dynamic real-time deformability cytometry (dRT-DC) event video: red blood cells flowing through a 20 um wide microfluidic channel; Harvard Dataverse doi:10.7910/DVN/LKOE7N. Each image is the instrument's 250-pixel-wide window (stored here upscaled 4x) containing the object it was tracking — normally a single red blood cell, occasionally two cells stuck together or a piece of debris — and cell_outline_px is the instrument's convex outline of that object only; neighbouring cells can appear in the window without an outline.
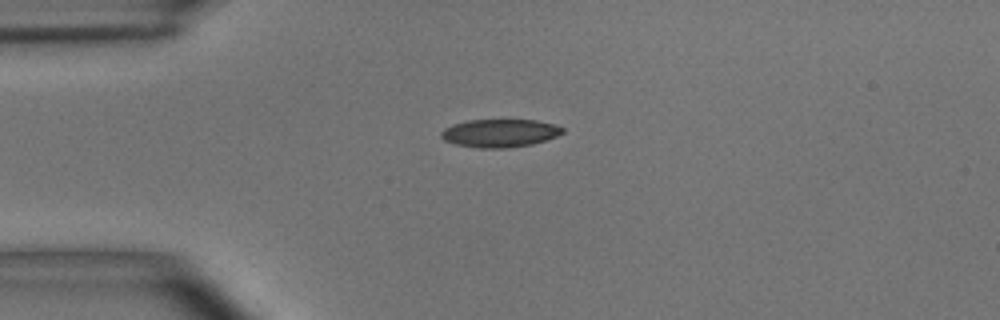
{"species": "common noctule bat (a hibernating species)", "species_latin": "Nyctalus noctula", "temperature_condition": "room temperature", "stored_images_in_passage": 42, "camera_frame_rate_fps": 3000, "um_per_image_px": 0.085, "animal": {"sex": "male", "body_mass_g": 15.6}, "frame": {"image": 1, "passage_image": 1, "time_ms": 0.0, "image_size_px": [1000, 320], "cell_outline_px": [[564, 132], [556, 136], [532, 144], [508, 148], [476, 148], [456, 144], [444, 140], [440, 136], [440, 132], [444, 128], [452, 124], [468, 120], [536, 120], [552, 124], [564, 128]], "centroid_in_image_um": [42.44, 11.32], "position_along_channel_um": 42.6, "area_um2": 19.83}}
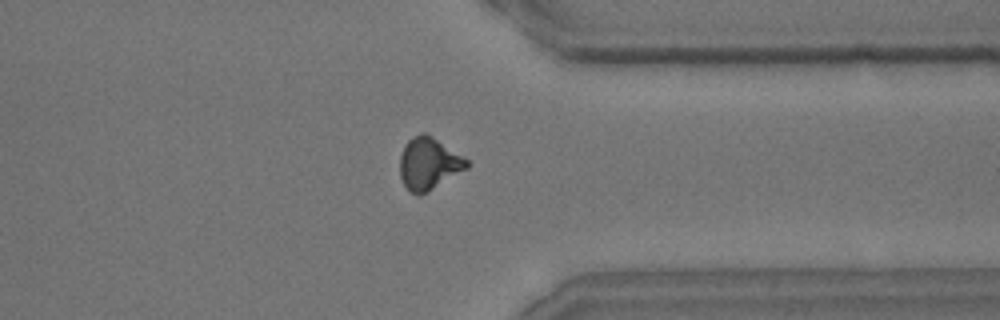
{"frame": {"image": 2, "passage_image": 30, "time_ms": 9.667, "image_size_px": [1000, 320], "cell_outline_px": [[468, 168], [428, 192], [420, 196], [416, 196], [408, 192], [400, 176], [400, 156], [404, 144], [412, 136], [420, 132], [428, 132], [468, 160]], "centroid_in_image_um": [36.42, 13.9], "position_along_channel_um": 375.0, "area_um2": 20.75}}
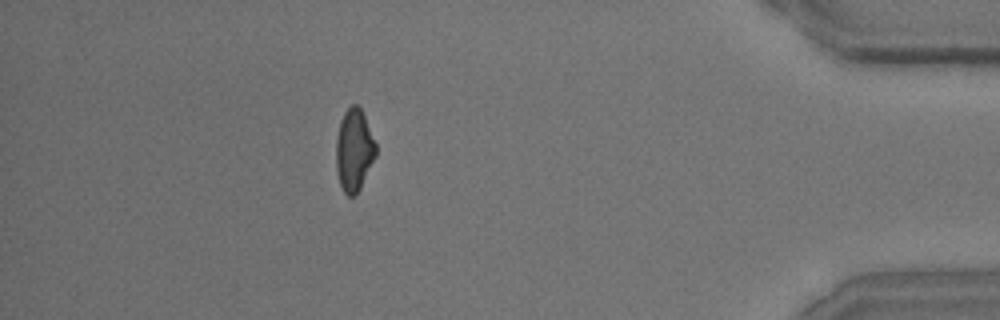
{"frame": {"image": 3, "passage_image": 36, "time_ms": 11.667, "image_size_px": [1000, 320], "cell_outline_px": [[376, 156], [356, 196], [348, 196], [344, 192], [340, 184], [336, 172], [336, 140], [340, 120], [344, 112], [352, 104], [356, 104], [360, 108], [364, 116], [376, 144]], "centroid_in_image_um": [30.08, 12.78], "position_along_channel_um": 405.1, "area_um2": 19.02}, "authors_computed_cell_mechanics": {"area_um2": 19.9699, "velocity_mm_per_s": 3.6822, "shape_relaxation_time_tau1_ms": 6.1834, "shape_relaxation_time_tau2_ms": 2.108, "deformation_change_tau1": 0.16, "deformation_change_tau2": 0.0829}}